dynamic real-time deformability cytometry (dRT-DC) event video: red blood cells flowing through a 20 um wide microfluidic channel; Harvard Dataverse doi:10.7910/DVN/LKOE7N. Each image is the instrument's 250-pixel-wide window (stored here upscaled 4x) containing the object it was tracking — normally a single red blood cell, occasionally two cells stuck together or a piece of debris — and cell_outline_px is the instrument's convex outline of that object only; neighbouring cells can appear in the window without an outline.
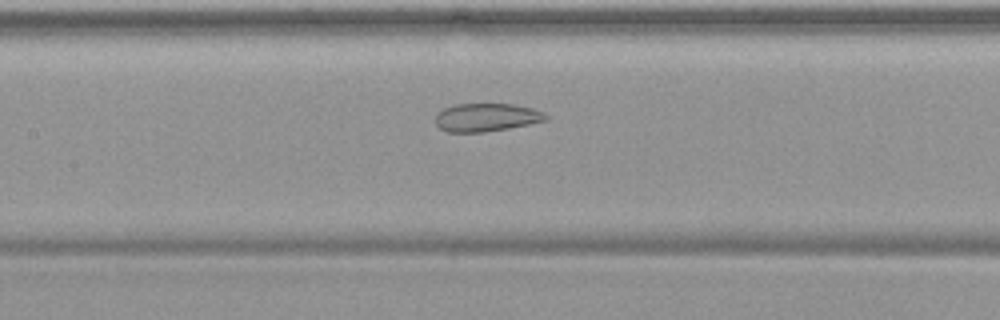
{"species": "common noctule bat (a hibernating species)", "species_latin": "Nyctalus noctula", "temperature_condition": "warm", "stored_images_in_passage": 51, "camera_frame_rate_fps": 3000, "um_per_image_px": 0.085, "animal": {"sex": "female", "body_mass_g": 19.9}, "frame": {"image": 1, "passage_image": 23, "time_ms": 7.333, "image_size_px": [1000, 320], "cell_outline_px": [[548, 120], [508, 128], [484, 132], [448, 132], [440, 128], [436, 124], [436, 112], [452, 104], [512, 104], [532, 108], [544, 112], [548, 116]], "centroid_in_image_um": [41.33, 9.97], "position_along_channel_um": 166.1, "area_um2": 18.15}}
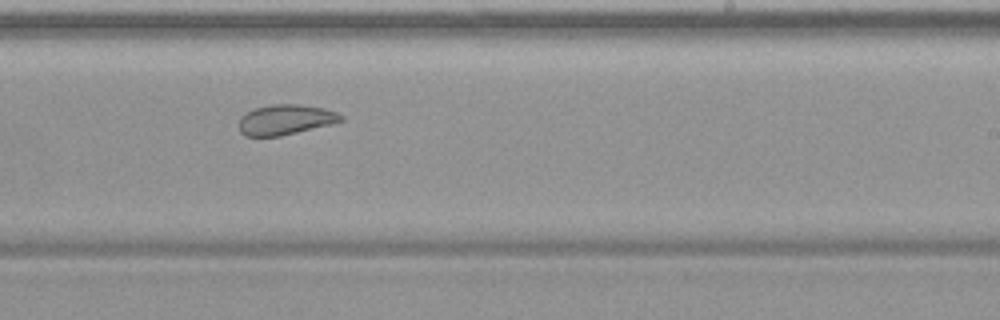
{"frame": {"image": 2, "passage_image": 31, "time_ms": 10.0, "image_size_px": [1000, 320], "cell_outline_px": [[344, 120], [332, 124], [280, 136], [244, 136], [240, 132], [240, 116], [252, 108], [272, 104], [296, 104], [324, 108], [336, 112], [344, 116]], "centroid_in_image_um": [24.26, 10.16], "position_along_channel_um": 264.7, "area_um2": 18.03}}
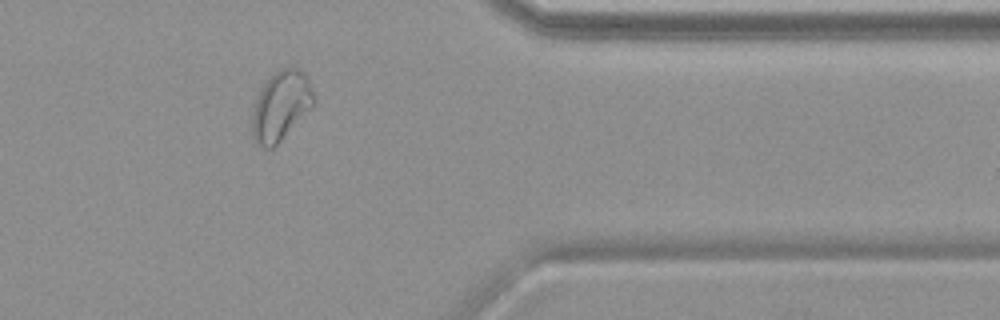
{"frame": {"image": 3, "passage_image": 42, "time_ms": 13.667, "image_size_px": [1000, 320], "cell_outline_px": [[316, 100], [312, 108], [272, 148], [260, 148], [256, 144], [252, 136], [252, 112], [256, 100], [264, 84], [280, 68], [300, 68], [308, 76], [316, 96]], "centroid_in_image_um": [23.91, 9.0], "position_along_channel_um": 387.5, "area_um2": 24.97}, "authors_computed_cell_mechanics": {"area_um2": 24.7962, "velocity_mm_per_s": 3.722, "shape_relaxation_time_tau1_ms": null, "shape_relaxation_time_tau2_ms": 2.1997, "deformation_change_tau1": null, "deformation_change_tau2": 0.0955}}